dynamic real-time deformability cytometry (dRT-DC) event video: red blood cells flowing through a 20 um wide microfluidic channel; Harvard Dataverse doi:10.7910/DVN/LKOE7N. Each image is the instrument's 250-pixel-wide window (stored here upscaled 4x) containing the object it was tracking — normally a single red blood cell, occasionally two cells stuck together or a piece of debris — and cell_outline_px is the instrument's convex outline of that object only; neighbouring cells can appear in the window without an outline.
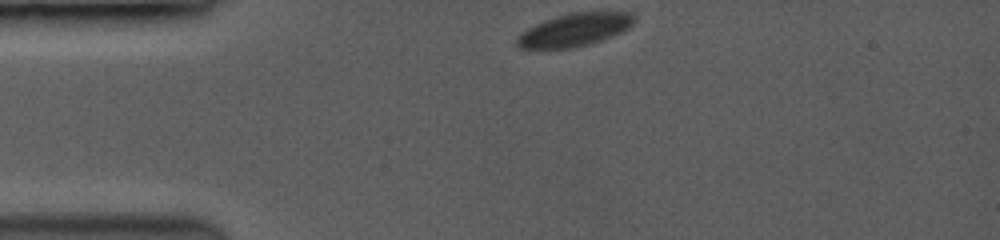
{"species": "common noctule bat (a hibernating species)", "species_latin": "Nyctalus noctula", "temperature_condition": "room temperature", "stored_images_in_passage": 41, "camera_frame_rate_fps": 3500, "um_per_image_px": 0.085, "animal": {"sex": "female", "body_mass_g": 19.0, "forearm_length_mm": 53.3}, "frame": {"image": 1, "passage_image": 1, "time_ms": 0.0, "image_size_px": [1000, 240], "cell_outline_px": [[632, 24], [620, 32], [584, 44], [568, 48], [520, 48], [516, 44], [516, 36], [528, 28], [544, 20], [556, 16], [572, 12], [628, 12], [632, 16]], "centroid_in_image_um": [48.74, 2.52], "position_along_channel_um": 36.3, "area_um2": 21.62}}
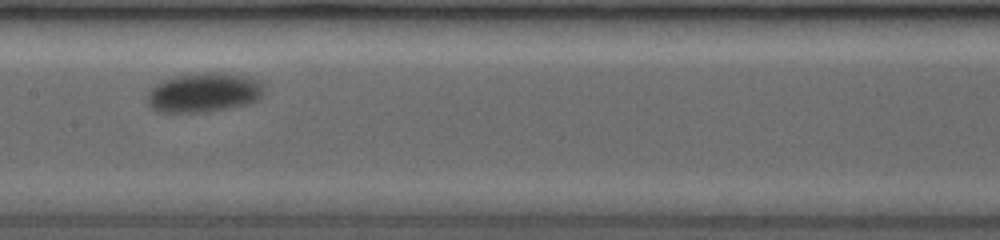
{"frame": {"image": 2, "passage_image": 22, "time_ms": 5.143, "image_size_px": [1000, 240], "cell_outline_px": [[260, 96], [256, 100], [244, 104], [196, 112], [164, 112], [156, 108], [148, 100], [148, 96], [152, 88], [160, 80], [176, 76], [200, 72], [224, 72], [244, 76], [260, 84]], "centroid_in_image_um": [17.26, 7.83], "position_along_channel_um": 190.1, "area_um2": 25.61}}
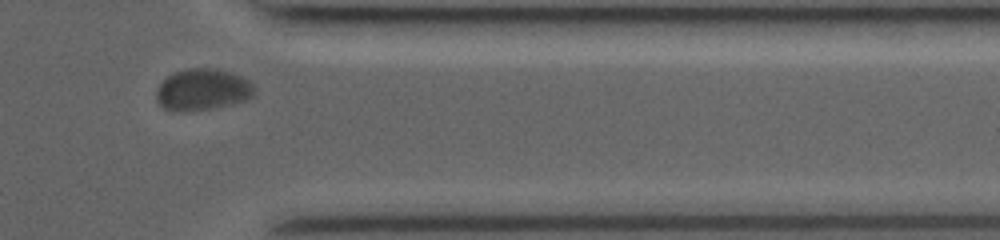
{"frame": {"image": 3, "passage_image": 37, "time_ms": 10.571, "image_size_px": [1000, 240], "cell_outline_px": [[256, 96], [248, 100], [232, 104], [192, 112], [172, 112], [164, 108], [156, 100], [156, 92], [160, 84], [168, 76], [176, 72], [188, 68], [208, 68], [228, 72], [240, 76], [248, 80], [256, 88]], "centroid_in_image_um": [17.24, 7.66], "position_along_channel_um": 394.2, "area_um2": 23.99}, "authors_computed_cell_mechanics": {"area_um2": 23.2934, "velocity_mm_per_s": 3.7403, "shape_relaxation_time_tau1_ms": 5.2485, "shape_relaxation_time_tau2_ms": null, "deformation_change_tau1": 0.12, "deformation_change_tau2": null}}